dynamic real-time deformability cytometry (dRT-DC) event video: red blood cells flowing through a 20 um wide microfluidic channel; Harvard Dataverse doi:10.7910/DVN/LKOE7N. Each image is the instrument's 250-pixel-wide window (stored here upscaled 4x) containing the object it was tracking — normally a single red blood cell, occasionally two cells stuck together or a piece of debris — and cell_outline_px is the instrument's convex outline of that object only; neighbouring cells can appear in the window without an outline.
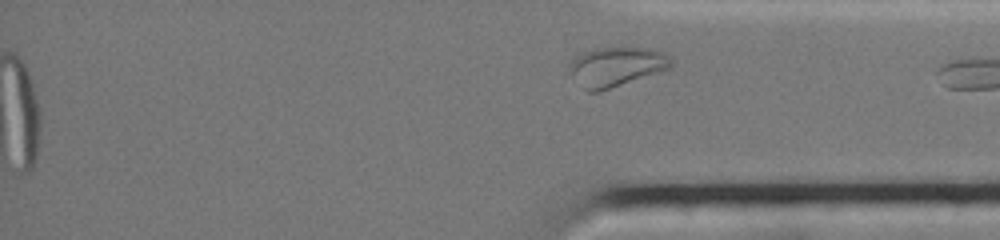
{"species": "common noctule bat (a hibernating species)", "species_latin": "Nyctalus noctula", "temperature_condition": "cold", "stored_images_in_passage": 72, "segment_of_instrument_passage": [2, 2], "camera_frame_rate_fps": 3000, "um_per_image_px": 0.085, "animal": {"sex": "female", "body_mass_g": 19.0, "forearm_length_mm": 51.5}, "frame": {"image": 1, "passage_image": 72, "time_ms": 15.667, "image_size_px": [1000, 240], "cell_outline_px": [[672, 64], [668, 68], [660, 72], [600, 92], [588, 92], [584, 88], [572, 72], [572, 60], [576, 56], [592, 48], [648, 48], [660, 52], [668, 56], [672, 60]], "centroid_in_image_um": [52.42, 5.67], "position_along_channel_um": 382.8, "area_um2": 22.77}}